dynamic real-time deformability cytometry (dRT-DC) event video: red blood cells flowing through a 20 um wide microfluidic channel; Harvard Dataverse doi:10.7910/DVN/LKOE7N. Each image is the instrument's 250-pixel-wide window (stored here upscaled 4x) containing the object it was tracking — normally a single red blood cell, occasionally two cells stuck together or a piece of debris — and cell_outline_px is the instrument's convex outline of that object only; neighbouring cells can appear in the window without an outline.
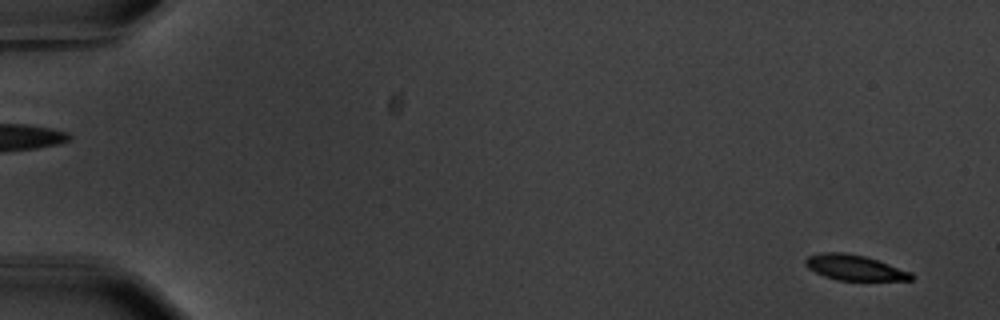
{"species": "common noctule bat (a hibernating species)", "species_latin": "Nyctalus noctula", "temperature_condition": "warm", "stored_images_in_passage": 11, "camera_frame_rate_fps": 3000, "um_per_image_px": 0.085, "animal": {"sex": "male", "body_mass_g": 20.1, "forearm_length_mm": 53.5}, "frame": {"image": 1, "passage_image": 3, "time_ms": 0.667, "image_size_px": [1000, 320], "cell_outline_px": [[916, 276], [912, 280], [836, 280], [824, 276], [808, 268], [804, 264], [804, 260], [808, 256], [820, 252], [844, 252], [864, 256], [912, 272]], "centroid_in_image_um": [72.62, 22.74], "position_along_channel_um": 12.4, "area_um2": 15.66}}